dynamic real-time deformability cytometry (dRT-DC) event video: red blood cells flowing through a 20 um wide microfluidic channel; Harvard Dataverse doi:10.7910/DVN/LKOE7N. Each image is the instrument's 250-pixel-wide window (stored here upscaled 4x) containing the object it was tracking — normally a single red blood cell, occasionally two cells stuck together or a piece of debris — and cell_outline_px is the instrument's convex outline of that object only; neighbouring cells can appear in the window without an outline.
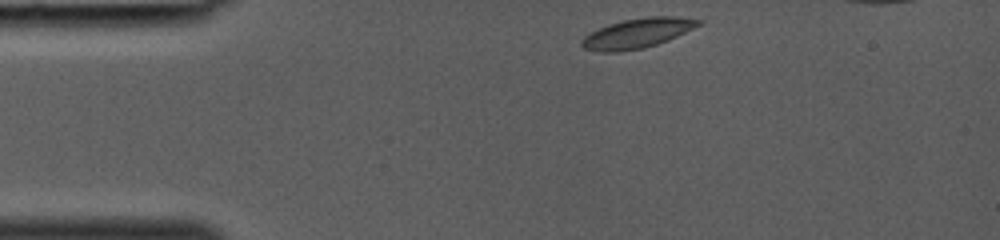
{"species": "common noctule bat (a hibernating species)", "species_latin": "Nyctalus noctula", "temperature_condition": "room temperature", "stored_images_in_passage": 30, "camera_frame_rate_fps": 3000, "um_per_image_px": 0.085, "animal": {"sex": "female", "body_mass_g": 19.0, "forearm_length_mm": 53.3}, "frame": {"image": 1, "passage_image": 1, "time_ms": 0.0, "image_size_px": [1000, 240], "cell_outline_px": [[704, 20], [700, 24], [668, 40], [644, 48], [620, 52], [600, 52], [584, 48], [580, 44], [580, 40], [584, 36], [608, 24], [624, 20], [648, 16], [672, 16]], "centroid_in_image_um": [54.14, 2.83], "position_along_channel_um": 30.9, "area_um2": 20.06}}
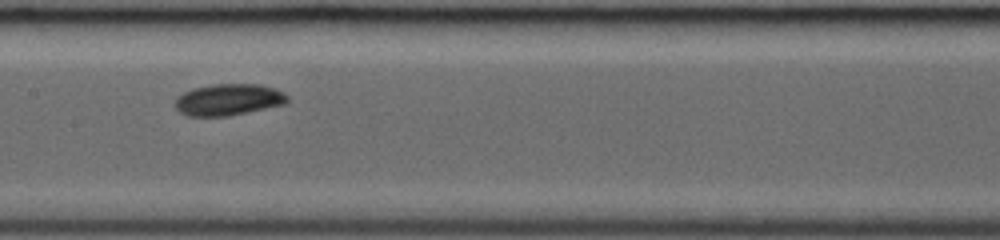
{"frame": {"image": 2, "passage_image": 13, "time_ms": 4.0, "image_size_px": [1000, 240], "cell_outline_px": [[288, 100], [284, 104], [248, 112], [228, 116], [188, 116], [180, 112], [176, 108], [176, 96], [192, 88], [216, 84], [256, 84], [276, 88], [284, 92], [288, 96]], "centroid_in_image_um": [19.42, 8.47], "position_along_channel_um": 188.0, "area_um2": 20.63}}
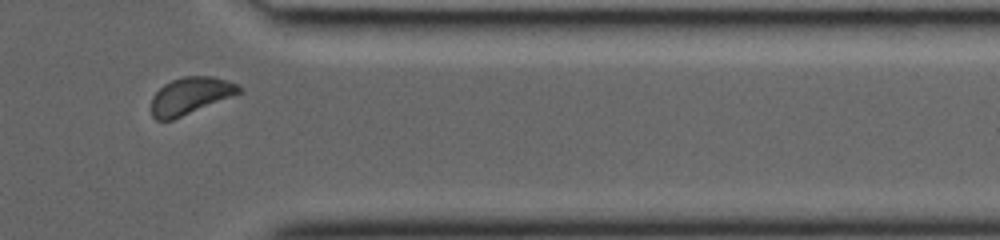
{"frame": {"image": 3, "passage_image": 25, "time_ms": 8.0, "image_size_px": [1000, 240], "cell_outline_px": [[240, 92], [232, 96], [172, 120], [156, 120], [152, 116], [152, 96], [164, 84], [172, 80], [184, 76], [212, 76], [228, 80], [236, 84], [240, 88]], "centroid_in_image_um": [16.15, 8.13], "position_along_channel_um": 395.2, "area_um2": 18.61}}